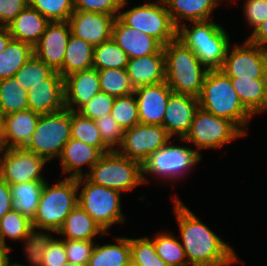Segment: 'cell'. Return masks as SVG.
Returning a JSON list of instances; mask_svg holds the SVG:
<instances>
[{
	"label": "cell",
	"mask_w": 267,
	"mask_h": 266,
	"mask_svg": "<svg viewBox=\"0 0 267 266\" xmlns=\"http://www.w3.org/2000/svg\"><path fill=\"white\" fill-rule=\"evenodd\" d=\"M173 201L188 265L229 266L237 262L231 246L203 224L179 198Z\"/></svg>",
	"instance_id": "6da1fadb"
},
{
	"label": "cell",
	"mask_w": 267,
	"mask_h": 266,
	"mask_svg": "<svg viewBox=\"0 0 267 266\" xmlns=\"http://www.w3.org/2000/svg\"><path fill=\"white\" fill-rule=\"evenodd\" d=\"M201 109L234 122L245 134L253 115L243 106L231 79L221 70H208L199 97Z\"/></svg>",
	"instance_id": "7a4b0ae2"
},
{
	"label": "cell",
	"mask_w": 267,
	"mask_h": 266,
	"mask_svg": "<svg viewBox=\"0 0 267 266\" xmlns=\"http://www.w3.org/2000/svg\"><path fill=\"white\" fill-rule=\"evenodd\" d=\"M163 49L165 82L175 93L199 98L208 69L193 51L178 39L166 44Z\"/></svg>",
	"instance_id": "3957f363"
},
{
	"label": "cell",
	"mask_w": 267,
	"mask_h": 266,
	"mask_svg": "<svg viewBox=\"0 0 267 266\" xmlns=\"http://www.w3.org/2000/svg\"><path fill=\"white\" fill-rule=\"evenodd\" d=\"M188 28L182 23L177 39L191 49L199 61L208 69H221L230 45L229 36L222 26L213 21L191 22Z\"/></svg>",
	"instance_id": "277c9868"
},
{
	"label": "cell",
	"mask_w": 267,
	"mask_h": 266,
	"mask_svg": "<svg viewBox=\"0 0 267 266\" xmlns=\"http://www.w3.org/2000/svg\"><path fill=\"white\" fill-rule=\"evenodd\" d=\"M53 186L46 181L36 214L31 221L33 229L54 232L61 228L65 218L78 205L77 178L65 177Z\"/></svg>",
	"instance_id": "5b68a950"
},
{
	"label": "cell",
	"mask_w": 267,
	"mask_h": 266,
	"mask_svg": "<svg viewBox=\"0 0 267 266\" xmlns=\"http://www.w3.org/2000/svg\"><path fill=\"white\" fill-rule=\"evenodd\" d=\"M88 172L84 176L93 184L119 192L130 191L144 183L142 164L121 155L117 150L104 153Z\"/></svg>",
	"instance_id": "8992f818"
},
{
	"label": "cell",
	"mask_w": 267,
	"mask_h": 266,
	"mask_svg": "<svg viewBox=\"0 0 267 266\" xmlns=\"http://www.w3.org/2000/svg\"><path fill=\"white\" fill-rule=\"evenodd\" d=\"M71 139V110L41 114L25 149L47 161L59 158L63 147Z\"/></svg>",
	"instance_id": "52a82bcc"
},
{
	"label": "cell",
	"mask_w": 267,
	"mask_h": 266,
	"mask_svg": "<svg viewBox=\"0 0 267 266\" xmlns=\"http://www.w3.org/2000/svg\"><path fill=\"white\" fill-rule=\"evenodd\" d=\"M78 205L107 232L108 228L116 223L124 222L121 211V192L90 182L85 176L77 178Z\"/></svg>",
	"instance_id": "ba28073f"
},
{
	"label": "cell",
	"mask_w": 267,
	"mask_h": 266,
	"mask_svg": "<svg viewBox=\"0 0 267 266\" xmlns=\"http://www.w3.org/2000/svg\"><path fill=\"white\" fill-rule=\"evenodd\" d=\"M118 18L127 26L152 36L162 46L177 39L178 28L171 19L165 0L145 2V4L119 13Z\"/></svg>",
	"instance_id": "9c48e42d"
},
{
	"label": "cell",
	"mask_w": 267,
	"mask_h": 266,
	"mask_svg": "<svg viewBox=\"0 0 267 266\" xmlns=\"http://www.w3.org/2000/svg\"><path fill=\"white\" fill-rule=\"evenodd\" d=\"M246 135L234 122L199 109L194 115L189 133L182 140L193 143L198 150L219 148Z\"/></svg>",
	"instance_id": "30bf717a"
},
{
	"label": "cell",
	"mask_w": 267,
	"mask_h": 266,
	"mask_svg": "<svg viewBox=\"0 0 267 266\" xmlns=\"http://www.w3.org/2000/svg\"><path fill=\"white\" fill-rule=\"evenodd\" d=\"M169 141L159 150L152 153L142 164L143 181L148 179L145 173L156 174L164 179L174 180L185 174V171L194 166L202 159L198 150L189 147H181L170 144Z\"/></svg>",
	"instance_id": "8fae6325"
},
{
	"label": "cell",
	"mask_w": 267,
	"mask_h": 266,
	"mask_svg": "<svg viewBox=\"0 0 267 266\" xmlns=\"http://www.w3.org/2000/svg\"><path fill=\"white\" fill-rule=\"evenodd\" d=\"M221 70L229 78L267 79V50L246 39L243 45L228 48Z\"/></svg>",
	"instance_id": "7c38bea8"
},
{
	"label": "cell",
	"mask_w": 267,
	"mask_h": 266,
	"mask_svg": "<svg viewBox=\"0 0 267 266\" xmlns=\"http://www.w3.org/2000/svg\"><path fill=\"white\" fill-rule=\"evenodd\" d=\"M1 153L0 177L8 184L46 181L41 172L48 161L43 157L25 148H2Z\"/></svg>",
	"instance_id": "4fadbf2b"
},
{
	"label": "cell",
	"mask_w": 267,
	"mask_h": 266,
	"mask_svg": "<svg viewBox=\"0 0 267 266\" xmlns=\"http://www.w3.org/2000/svg\"><path fill=\"white\" fill-rule=\"evenodd\" d=\"M170 139L162 125L139 123L124 130L121 150L117 149V151L143 164L152 153L171 141Z\"/></svg>",
	"instance_id": "5bb4252c"
},
{
	"label": "cell",
	"mask_w": 267,
	"mask_h": 266,
	"mask_svg": "<svg viewBox=\"0 0 267 266\" xmlns=\"http://www.w3.org/2000/svg\"><path fill=\"white\" fill-rule=\"evenodd\" d=\"M71 27L68 21L49 22L41 39L33 47L34 55L62 76V64Z\"/></svg>",
	"instance_id": "9a60e30c"
},
{
	"label": "cell",
	"mask_w": 267,
	"mask_h": 266,
	"mask_svg": "<svg viewBox=\"0 0 267 266\" xmlns=\"http://www.w3.org/2000/svg\"><path fill=\"white\" fill-rule=\"evenodd\" d=\"M199 98L172 92L165 110L162 126L172 138L175 134L181 140L189 133Z\"/></svg>",
	"instance_id": "2e32d148"
},
{
	"label": "cell",
	"mask_w": 267,
	"mask_h": 266,
	"mask_svg": "<svg viewBox=\"0 0 267 266\" xmlns=\"http://www.w3.org/2000/svg\"><path fill=\"white\" fill-rule=\"evenodd\" d=\"M114 20V16L104 13L74 11L68 22L73 35L97 46L111 39Z\"/></svg>",
	"instance_id": "e0dca14e"
},
{
	"label": "cell",
	"mask_w": 267,
	"mask_h": 266,
	"mask_svg": "<svg viewBox=\"0 0 267 266\" xmlns=\"http://www.w3.org/2000/svg\"><path fill=\"white\" fill-rule=\"evenodd\" d=\"M166 82L136 88L138 115L141 124L162 125L165 110L172 93Z\"/></svg>",
	"instance_id": "ac0fdd59"
},
{
	"label": "cell",
	"mask_w": 267,
	"mask_h": 266,
	"mask_svg": "<svg viewBox=\"0 0 267 266\" xmlns=\"http://www.w3.org/2000/svg\"><path fill=\"white\" fill-rule=\"evenodd\" d=\"M29 109L41 114H50L65 109L64 79L55 71L46 84H38L27 91Z\"/></svg>",
	"instance_id": "d6986e66"
},
{
	"label": "cell",
	"mask_w": 267,
	"mask_h": 266,
	"mask_svg": "<svg viewBox=\"0 0 267 266\" xmlns=\"http://www.w3.org/2000/svg\"><path fill=\"white\" fill-rule=\"evenodd\" d=\"M111 38L127 54L129 59L157 53L163 46L152 36L142 33L115 18Z\"/></svg>",
	"instance_id": "ffe728a7"
},
{
	"label": "cell",
	"mask_w": 267,
	"mask_h": 266,
	"mask_svg": "<svg viewBox=\"0 0 267 266\" xmlns=\"http://www.w3.org/2000/svg\"><path fill=\"white\" fill-rule=\"evenodd\" d=\"M101 91L98 70L91 68L64 78L65 108L77 111Z\"/></svg>",
	"instance_id": "44dd1931"
},
{
	"label": "cell",
	"mask_w": 267,
	"mask_h": 266,
	"mask_svg": "<svg viewBox=\"0 0 267 266\" xmlns=\"http://www.w3.org/2000/svg\"><path fill=\"white\" fill-rule=\"evenodd\" d=\"M39 117V113L30 109L5 115L0 136L2 148H24L34 133Z\"/></svg>",
	"instance_id": "7402d4cb"
},
{
	"label": "cell",
	"mask_w": 267,
	"mask_h": 266,
	"mask_svg": "<svg viewBox=\"0 0 267 266\" xmlns=\"http://www.w3.org/2000/svg\"><path fill=\"white\" fill-rule=\"evenodd\" d=\"M127 73L134 89L165 82L163 47L154 54L128 59Z\"/></svg>",
	"instance_id": "603a6c76"
},
{
	"label": "cell",
	"mask_w": 267,
	"mask_h": 266,
	"mask_svg": "<svg viewBox=\"0 0 267 266\" xmlns=\"http://www.w3.org/2000/svg\"><path fill=\"white\" fill-rule=\"evenodd\" d=\"M102 155L98 148L71 138L63 147L58 159L61 160L63 173L70 172L67 177L78 178L84 176L81 166L85 164L91 169Z\"/></svg>",
	"instance_id": "cb8c5ba5"
},
{
	"label": "cell",
	"mask_w": 267,
	"mask_h": 266,
	"mask_svg": "<svg viewBox=\"0 0 267 266\" xmlns=\"http://www.w3.org/2000/svg\"><path fill=\"white\" fill-rule=\"evenodd\" d=\"M49 21L37 10L27 5L7 26L12 39L34 47L45 32Z\"/></svg>",
	"instance_id": "d4e9b609"
},
{
	"label": "cell",
	"mask_w": 267,
	"mask_h": 266,
	"mask_svg": "<svg viewBox=\"0 0 267 266\" xmlns=\"http://www.w3.org/2000/svg\"><path fill=\"white\" fill-rule=\"evenodd\" d=\"M165 5L174 25L179 28L180 19L191 22L211 20L210 15L219 3L216 0H165Z\"/></svg>",
	"instance_id": "484cf974"
},
{
	"label": "cell",
	"mask_w": 267,
	"mask_h": 266,
	"mask_svg": "<svg viewBox=\"0 0 267 266\" xmlns=\"http://www.w3.org/2000/svg\"><path fill=\"white\" fill-rule=\"evenodd\" d=\"M106 232L96 223L88 213L77 205L65 218L57 234L64 235L69 240H94L97 234Z\"/></svg>",
	"instance_id": "4316f807"
},
{
	"label": "cell",
	"mask_w": 267,
	"mask_h": 266,
	"mask_svg": "<svg viewBox=\"0 0 267 266\" xmlns=\"http://www.w3.org/2000/svg\"><path fill=\"white\" fill-rule=\"evenodd\" d=\"M230 79L243 106L252 115L267 110V79Z\"/></svg>",
	"instance_id": "83f0119b"
},
{
	"label": "cell",
	"mask_w": 267,
	"mask_h": 266,
	"mask_svg": "<svg viewBox=\"0 0 267 266\" xmlns=\"http://www.w3.org/2000/svg\"><path fill=\"white\" fill-rule=\"evenodd\" d=\"M94 46L73 35L69 36L62 64V78L92 68Z\"/></svg>",
	"instance_id": "f1b7e54d"
},
{
	"label": "cell",
	"mask_w": 267,
	"mask_h": 266,
	"mask_svg": "<svg viewBox=\"0 0 267 266\" xmlns=\"http://www.w3.org/2000/svg\"><path fill=\"white\" fill-rule=\"evenodd\" d=\"M46 181H31L9 184L12 195V210L20 212L29 220H33Z\"/></svg>",
	"instance_id": "f546056e"
},
{
	"label": "cell",
	"mask_w": 267,
	"mask_h": 266,
	"mask_svg": "<svg viewBox=\"0 0 267 266\" xmlns=\"http://www.w3.org/2000/svg\"><path fill=\"white\" fill-rule=\"evenodd\" d=\"M118 244L94 246L87 266H128L131 263L130 238L118 237Z\"/></svg>",
	"instance_id": "4dcf8cb0"
},
{
	"label": "cell",
	"mask_w": 267,
	"mask_h": 266,
	"mask_svg": "<svg viewBox=\"0 0 267 266\" xmlns=\"http://www.w3.org/2000/svg\"><path fill=\"white\" fill-rule=\"evenodd\" d=\"M33 54L31 45L11 39L0 53V79L14 76Z\"/></svg>",
	"instance_id": "1f68e13d"
},
{
	"label": "cell",
	"mask_w": 267,
	"mask_h": 266,
	"mask_svg": "<svg viewBox=\"0 0 267 266\" xmlns=\"http://www.w3.org/2000/svg\"><path fill=\"white\" fill-rule=\"evenodd\" d=\"M71 138L98 148L103 154L112 151L101 137L95 120L71 111Z\"/></svg>",
	"instance_id": "d6a6232c"
},
{
	"label": "cell",
	"mask_w": 267,
	"mask_h": 266,
	"mask_svg": "<svg viewBox=\"0 0 267 266\" xmlns=\"http://www.w3.org/2000/svg\"><path fill=\"white\" fill-rule=\"evenodd\" d=\"M0 109L4 116L29 109L27 91L15 76L0 79Z\"/></svg>",
	"instance_id": "836d02e7"
},
{
	"label": "cell",
	"mask_w": 267,
	"mask_h": 266,
	"mask_svg": "<svg viewBox=\"0 0 267 266\" xmlns=\"http://www.w3.org/2000/svg\"><path fill=\"white\" fill-rule=\"evenodd\" d=\"M128 59L126 52L111 38L94 46L92 68L97 70L126 69Z\"/></svg>",
	"instance_id": "e575fe53"
},
{
	"label": "cell",
	"mask_w": 267,
	"mask_h": 266,
	"mask_svg": "<svg viewBox=\"0 0 267 266\" xmlns=\"http://www.w3.org/2000/svg\"><path fill=\"white\" fill-rule=\"evenodd\" d=\"M101 92L113 97L127 96L134 93L127 69L109 68L98 70Z\"/></svg>",
	"instance_id": "d590c367"
},
{
	"label": "cell",
	"mask_w": 267,
	"mask_h": 266,
	"mask_svg": "<svg viewBox=\"0 0 267 266\" xmlns=\"http://www.w3.org/2000/svg\"><path fill=\"white\" fill-rule=\"evenodd\" d=\"M55 71L34 54L14 75L17 82L28 91L38 84H46Z\"/></svg>",
	"instance_id": "8d00e7d4"
},
{
	"label": "cell",
	"mask_w": 267,
	"mask_h": 266,
	"mask_svg": "<svg viewBox=\"0 0 267 266\" xmlns=\"http://www.w3.org/2000/svg\"><path fill=\"white\" fill-rule=\"evenodd\" d=\"M157 255L169 266H188L181 242L168 233H157L153 239Z\"/></svg>",
	"instance_id": "74e56055"
},
{
	"label": "cell",
	"mask_w": 267,
	"mask_h": 266,
	"mask_svg": "<svg viewBox=\"0 0 267 266\" xmlns=\"http://www.w3.org/2000/svg\"><path fill=\"white\" fill-rule=\"evenodd\" d=\"M32 229L31 220L20 212L11 210L0 220V239L4 243L6 237L23 241Z\"/></svg>",
	"instance_id": "f35d334b"
},
{
	"label": "cell",
	"mask_w": 267,
	"mask_h": 266,
	"mask_svg": "<svg viewBox=\"0 0 267 266\" xmlns=\"http://www.w3.org/2000/svg\"><path fill=\"white\" fill-rule=\"evenodd\" d=\"M116 97L111 110V117L125 130L140 123L136 95Z\"/></svg>",
	"instance_id": "ab89813d"
},
{
	"label": "cell",
	"mask_w": 267,
	"mask_h": 266,
	"mask_svg": "<svg viewBox=\"0 0 267 266\" xmlns=\"http://www.w3.org/2000/svg\"><path fill=\"white\" fill-rule=\"evenodd\" d=\"M131 263L137 266H169L156 253L153 240L148 237L130 238Z\"/></svg>",
	"instance_id": "60d3db41"
},
{
	"label": "cell",
	"mask_w": 267,
	"mask_h": 266,
	"mask_svg": "<svg viewBox=\"0 0 267 266\" xmlns=\"http://www.w3.org/2000/svg\"><path fill=\"white\" fill-rule=\"evenodd\" d=\"M49 22L68 21L74 12L73 0H28Z\"/></svg>",
	"instance_id": "b9f144b4"
},
{
	"label": "cell",
	"mask_w": 267,
	"mask_h": 266,
	"mask_svg": "<svg viewBox=\"0 0 267 266\" xmlns=\"http://www.w3.org/2000/svg\"><path fill=\"white\" fill-rule=\"evenodd\" d=\"M35 231V229H32L23 240L25 244L24 248L29 263L32 266H42L43 255L53 237L47 234V232Z\"/></svg>",
	"instance_id": "7bdbcfd3"
},
{
	"label": "cell",
	"mask_w": 267,
	"mask_h": 266,
	"mask_svg": "<svg viewBox=\"0 0 267 266\" xmlns=\"http://www.w3.org/2000/svg\"><path fill=\"white\" fill-rule=\"evenodd\" d=\"M128 0H73L74 11H90L118 17ZM117 14V15H116Z\"/></svg>",
	"instance_id": "ee69618b"
},
{
	"label": "cell",
	"mask_w": 267,
	"mask_h": 266,
	"mask_svg": "<svg viewBox=\"0 0 267 266\" xmlns=\"http://www.w3.org/2000/svg\"><path fill=\"white\" fill-rule=\"evenodd\" d=\"M95 122L98 130L100 131L103 142L111 150H117L116 148H119L123 142L124 130L110 114L98 118Z\"/></svg>",
	"instance_id": "f6af8a7d"
},
{
	"label": "cell",
	"mask_w": 267,
	"mask_h": 266,
	"mask_svg": "<svg viewBox=\"0 0 267 266\" xmlns=\"http://www.w3.org/2000/svg\"><path fill=\"white\" fill-rule=\"evenodd\" d=\"M115 97L99 92L89 102L84 104L77 112L86 118L97 120L111 113Z\"/></svg>",
	"instance_id": "bcb514c9"
},
{
	"label": "cell",
	"mask_w": 267,
	"mask_h": 266,
	"mask_svg": "<svg viewBox=\"0 0 267 266\" xmlns=\"http://www.w3.org/2000/svg\"><path fill=\"white\" fill-rule=\"evenodd\" d=\"M63 240L68 262L87 266L95 246L93 240Z\"/></svg>",
	"instance_id": "7dc6e473"
},
{
	"label": "cell",
	"mask_w": 267,
	"mask_h": 266,
	"mask_svg": "<svg viewBox=\"0 0 267 266\" xmlns=\"http://www.w3.org/2000/svg\"><path fill=\"white\" fill-rule=\"evenodd\" d=\"M67 262L64 240L52 238L43 255L42 266H61Z\"/></svg>",
	"instance_id": "c3c4849f"
},
{
	"label": "cell",
	"mask_w": 267,
	"mask_h": 266,
	"mask_svg": "<svg viewBox=\"0 0 267 266\" xmlns=\"http://www.w3.org/2000/svg\"><path fill=\"white\" fill-rule=\"evenodd\" d=\"M245 17L253 30L267 18V0H246Z\"/></svg>",
	"instance_id": "681fc988"
},
{
	"label": "cell",
	"mask_w": 267,
	"mask_h": 266,
	"mask_svg": "<svg viewBox=\"0 0 267 266\" xmlns=\"http://www.w3.org/2000/svg\"><path fill=\"white\" fill-rule=\"evenodd\" d=\"M29 5L28 0H0V20L7 27Z\"/></svg>",
	"instance_id": "f907efd6"
},
{
	"label": "cell",
	"mask_w": 267,
	"mask_h": 266,
	"mask_svg": "<svg viewBox=\"0 0 267 266\" xmlns=\"http://www.w3.org/2000/svg\"><path fill=\"white\" fill-rule=\"evenodd\" d=\"M12 210V195L10 185L0 177V220Z\"/></svg>",
	"instance_id": "816d5d0a"
},
{
	"label": "cell",
	"mask_w": 267,
	"mask_h": 266,
	"mask_svg": "<svg viewBox=\"0 0 267 266\" xmlns=\"http://www.w3.org/2000/svg\"><path fill=\"white\" fill-rule=\"evenodd\" d=\"M248 40L267 50V18L253 30Z\"/></svg>",
	"instance_id": "f5cc1de1"
},
{
	"label": "cell",
	"mask_w": 267,
	"mask_h": 266,
	"mask_svg": "<svg viewBox=\"0 0 267 266\" xmlns=\"http://www.w3.org/2000/svg\"><path fill=\"white\" fill-rule=\"evenodd\" d=\"M10 251V247L0 239V266H6L9 263L10 260L7 253Z\"/></svg>",
	"instance_id": "db71d44e"
},
{
	"label": "cell",
	"mask_w": 267,
	"mask_h": 266,
	"mask_svg": "<svg viewBox=\"0 0 267 266\" xmlns=\"http://www.w3.org/2000/svg\"><path fill=\"white\" fill-rule=\"evenodd\" d=\"M11 39L12 37L7 27L0 31V53L7 47Z\"/></svg>",
	"instance_id": "11a10c76"
},
{
	"label": "cell",
	"mask_w": 267,
	"mask_h": 266,
	"mask_svg": "<svg viewBox=\"0 0 267 266\" xmlns=\"http://www.w3.org/2000/svg\"><path fill=\"white\" fill-rule=\"evenodd\" d=\"M4 128V114L2 113V110L0 109V136L3 132Z\"/></svg>",
	"instance_id": "9f6ffc18"
},
{
	"label": "cell",
	"mask_w": 267,
	"mask_h": 266,
	"mask_svg": "<svg viewBox=\"0 0 267 266\" xmlns=\"http://www.w3.org/2000/svg\"><path fill=\"white\" fill-rule=\"evenodd\" d=\"M61 266H86V265H80L77 263H71V262H67V264L61 265Z\"/></svg>",
	"instance_id": "6f0895ef"
},
{
	"label": "cell",
	"mask_w": 267,
	"mask_h": 266,
	"mask_svg": "<svg viewBox=\"0 0 267 266\" xmlns=\"http://www.w3.org/2000/svg\"><path fill=\"white\" fill-rule=\"evenodd\" d=\"M6 266H24V265L18 263L10 264L9 262Z\"/></svg>",
	"instance_id": "680465c9"
},
{
	"label": "cell",
	"mask_w": 267,
	"mask_h": 266,
	"mask_svg": "<svg viewBox=\"0 0 267 266\" xmlns=\"http://www.w3.org/2000/svg\"><path fill=\"white\" fill-rule=\"evenodd\" d=\"M1 23H2V21L0 20V31L3 30L4 28H6V27L4 26V24H1Z\"/></svg>",
	"instance_id": "91938a15"
},
{
	"label": "cell",
	"mask_w": 267,
	"mask_h": 266,
	"mask_svg": "<svg viewBox=\"0 0 267 266\" xmlns=\"http://www.w3.org/2000/svg\"><path fill=\"white\" fill-rule=\"evenodd\" d=\"M128 266H137V265L130 263Z\"/></svg>",
	"instance_id": "94428289"
}]
</instances>
